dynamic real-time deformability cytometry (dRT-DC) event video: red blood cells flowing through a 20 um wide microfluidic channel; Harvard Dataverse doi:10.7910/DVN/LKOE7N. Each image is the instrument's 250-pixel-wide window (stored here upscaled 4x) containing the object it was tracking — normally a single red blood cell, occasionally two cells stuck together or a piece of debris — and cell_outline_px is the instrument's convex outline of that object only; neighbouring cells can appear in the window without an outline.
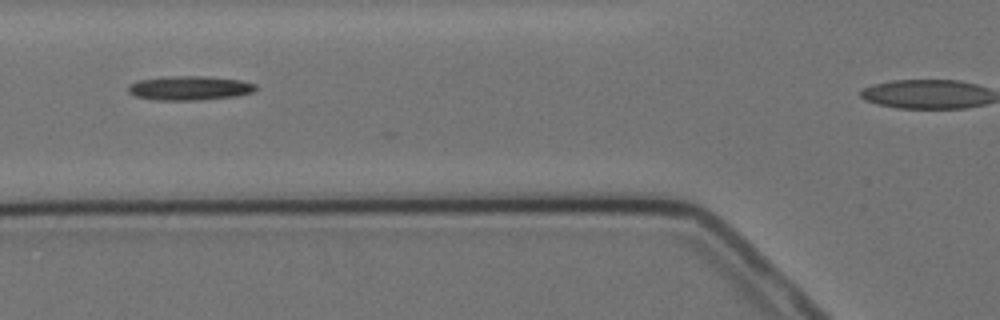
{"species": "Egyptian fruit bat (a non-hibernating species)", "species_latin": "Rousettus aegyptiacus", "temperature_condition": "cold", "stored_images_in_passage": 4, "segment_of_instrument_passage": [1, 2], "camera_frame_rate_fps": 3000, "um_per_image_px": 0.085, "animal": {"sex": "female"}, "frame": {"image": 1, "passage_image": 2, "time_ms": 1.0, "image_size_px": [1000, 320], "cell_outline_px": [[256, 88], [252, 92], [236, 96], [200, 100], [156, 100], [136, 96], [128, 92], [128, 84], [140, 80], [172, 76], [208, 76], [240, 80], [256, 84]], "centroid_in_image_um": [16.12, 7.48], "position_along_channel_um": 109.7, "area_um2": 17.92}}
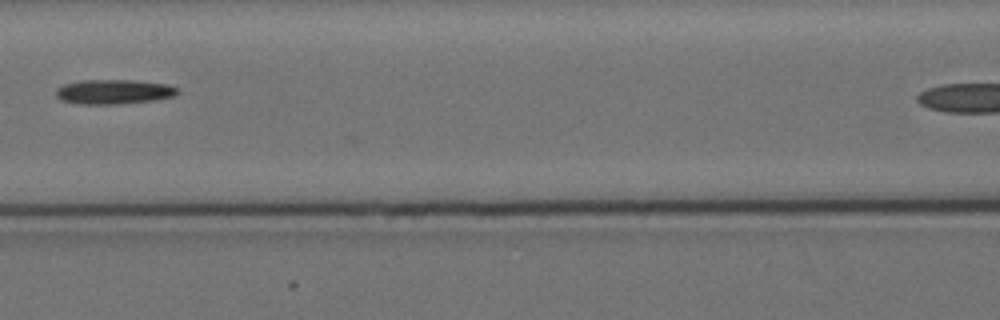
{"frame": {"image": 2, "passage_image": 3, "time_ms": 2.333, "image_size_px": [1000, 320], "cell_outline_px": [[180, 92], [172, 96], [156, 100], [120, 104], [76, 104], [60, 100], [56, 96], [56, 88], [64, 84], [80, 80], [132, 80], [168, 84], [180, 88]], "centroid_in_image_um": [9.67, 7.8], "position_along_channel_um": 156.9, "area_um2": 17.69}}